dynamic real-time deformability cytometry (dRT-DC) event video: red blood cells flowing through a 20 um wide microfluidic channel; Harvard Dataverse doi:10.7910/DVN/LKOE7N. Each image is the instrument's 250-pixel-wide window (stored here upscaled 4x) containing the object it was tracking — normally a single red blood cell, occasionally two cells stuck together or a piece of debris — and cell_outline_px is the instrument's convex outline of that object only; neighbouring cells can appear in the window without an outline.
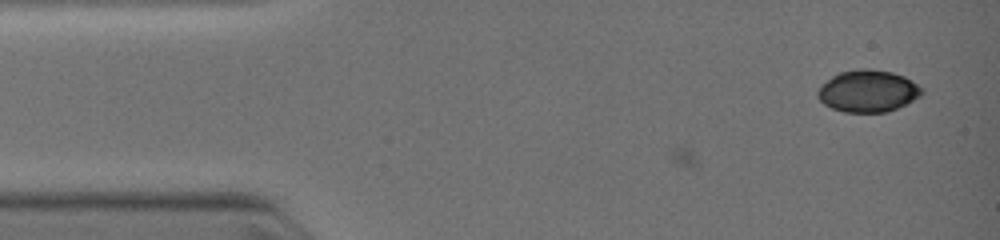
{"species": "common noctule bat (a hibernating species)", "species_latin": "Nyctalus noctula", "temperature_condition": "warm", "stored_images_in_passage": 6, "camera_frame_rate_fps": 3000, "um_per_image_px": 0.085, "animal": {"sex": "female", "body_mass_g": 19.0, "forearm_length_mm": 51.5}, "frame": {"image": 1, "passage_image": 6, "time_ms": 1.333, "image_size_px": [1000, 240], "cell_outline_px": [[924, 92], [920, 96], [888, 112], [844, 112], [832, 108], [824, 104], [816, 96], [816, 92], [820, 84], [832, 76], [840, 72], [856, 68], [872, 68], [892, 72], [904, 76], [912, 80]], "centroid_in_image_um": [73.73, 7.72], "position_along_channel_um": 11.3, "area_um2": 25.61}}